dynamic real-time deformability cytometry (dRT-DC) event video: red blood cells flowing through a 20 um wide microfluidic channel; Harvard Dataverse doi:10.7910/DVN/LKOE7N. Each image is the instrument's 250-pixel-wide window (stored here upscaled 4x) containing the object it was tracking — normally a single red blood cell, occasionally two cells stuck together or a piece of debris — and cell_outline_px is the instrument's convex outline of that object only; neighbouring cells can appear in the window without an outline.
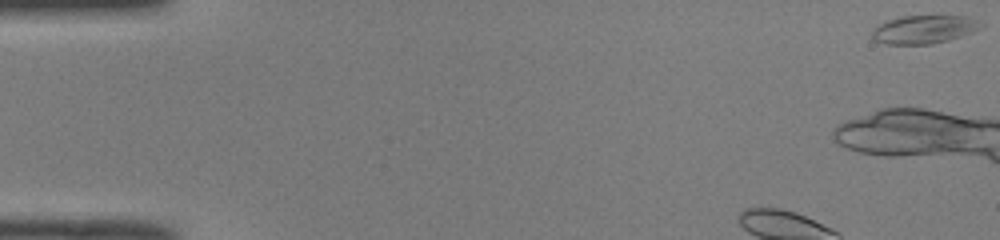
{"species": "common noctule bat (a hibernating species)", "species_latin": "Nyctalus noctula", "temperature_condition": "room temperature", "stored_images_in_passage": 48, "camera_frame_rate_fps": 3000, "um_per_image_px": 0.085, "animal": {"sex": "male", "body_mass_g": 19.0, "forearm_length_mm": 50.8}, "frame": {"image": 1, "passage_image": 1, "time_ms": 0.0, "image_size_px": [1000, 240], "cell_outline_px": [[984, 28], [948, 40], [932, 44], [884, 44], [876, 40], [872, 36], [872, 28], [888, 20], [900, 16], [968, 16], [984, 24]], "centroid_in_image_um": [78.56, 2.49], "position_along_channel_um": 6.4, "area_um2": 17.98}}
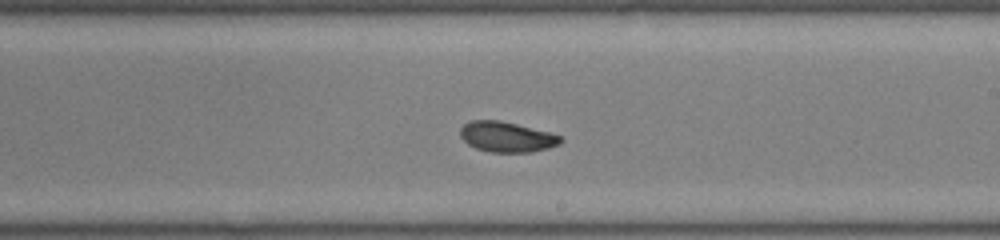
{"frame": {"image": 2, "passage_image": 26, "time_ms": 8.333, "image_size_px": [1000, 240], "cell_outline_px": [[564, 140], [560, 144], [548, 148], [532, 152], [488, 152], [476, 148], [468, 144], [460, 136], [460, 128], [464, 124], [472, 120], [500, 120], [564, 136]], "centroid_in_image_um": [43.09, 11.64], "position_along_channel_um": 245.9, "area_um2": 17.8}}
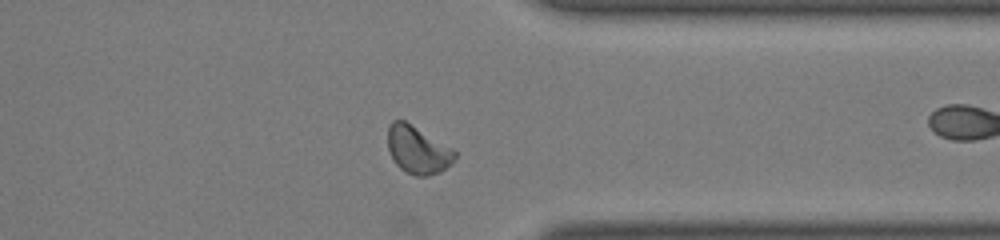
{"frame": {"image": 3, "passage_image": 36, "time_ms": 11.667, "image_size_px": [1000, 240], "cell_outline_px": [[456, 160], [452, 164], [440, 172], [428, 176], [416, 176], [400, 168], [392, 160], [388, 148], [388, 128], [392, 120], [404, 120], [452, 148], [456, 152]], "centroid_in_image_um": [35.51, 12.75], "position_along_channel_um": 375.9, "area_um2": 18.61}, "authors_computed_cell_mechanics": {"area_um2": 18.3226, "velocity_mm_per_s": 3.9831, "shape_relaxation_time_tau1_ms": 2.1399, "shape_relaxation_time_tau2_ms": 1.3248, "deformation_change_tau1": 0.1133, "deformation_change_tau2": 0.0569}}